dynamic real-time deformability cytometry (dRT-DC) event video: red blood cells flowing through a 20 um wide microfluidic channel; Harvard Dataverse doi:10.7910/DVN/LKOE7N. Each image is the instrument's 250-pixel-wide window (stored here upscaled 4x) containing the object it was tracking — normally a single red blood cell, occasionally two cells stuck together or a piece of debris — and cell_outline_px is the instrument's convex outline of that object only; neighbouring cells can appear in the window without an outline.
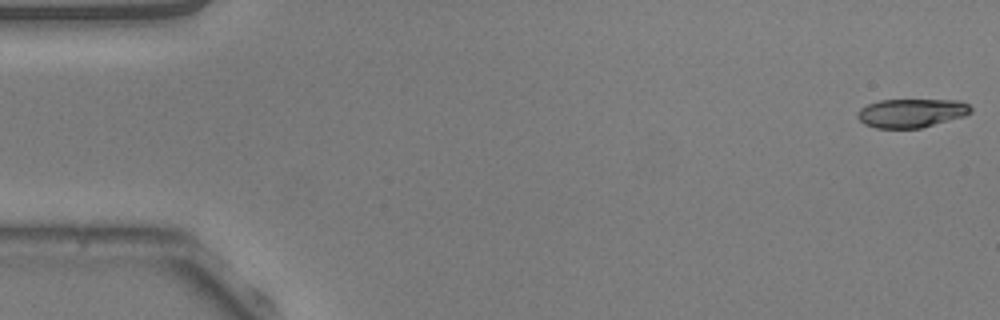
{"species": "common noctule bat (a hibernating species)", "species_latin": "Nyctalus noctula", "temperature_condition": "warm", "stored_images_in_passage": 53, "camera_frame_rate_fps": 3000, "um_per_image_px": 0.085, "animal": {"sex": "male", "body_mass_g": 20.5, "forearm_length_mm": 52.5}, "frame": {"image": 1, "passage_image": 1, "time_ms": 0.0, "image_size_px": [1000, 320], "cell_outline_px": [[972, 112], [964, 116], [920, 128], [876, 128], [864, 124], [856, 116], [856, 112], [860, 108], [868, 104], [880, 100], [960, 100], [968, 104], [972, 108]], "centroid_in_image_um": [77.45, 9.6], "position_along_channel_um": 7.5, "area_um2": 19.02}}
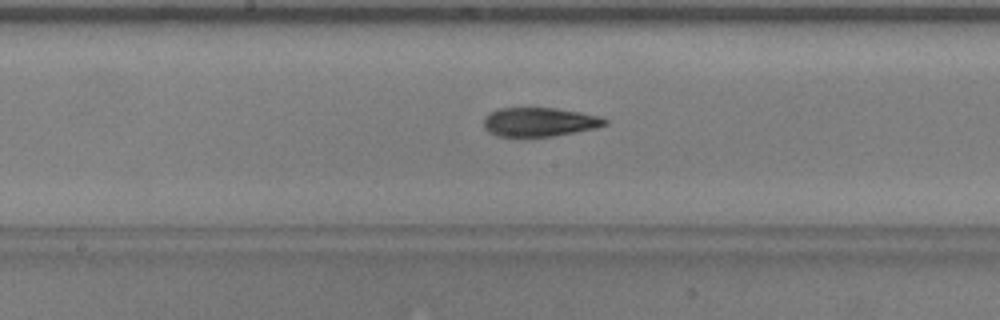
{"frame": {"image": 2, "passage_image": 27, "time_ms": 8.667, "image_size_px": [1000, 320], "cell_outline_px": [[608, 124], [596, 128], [552, 136], [496, 136], [488, 132], [484, 128], [484, 116], [488, 112], [500, 108], [556, 108], [580, 112], [600, 116], [608, 120]], "centroid_in_image_um": [45.83, 10.36], "position_along_channel_um": 202.4, "area_um2": 20.52}}
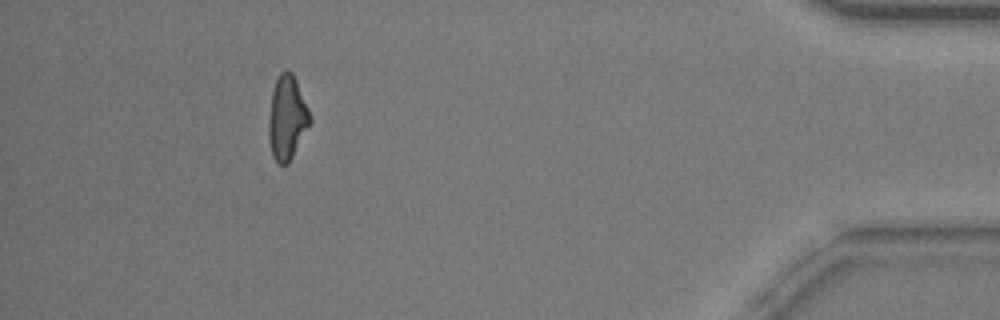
{"frame": {"image": 3, "passage_image": 48, "time_ms": 15.667, "image_size_px": [1000, 320], "cell_outline_px": [[312, 120], [288, 164], [280, 164], [272, 156], [268, 136], [268, 120], [272, 92], [276, 80], [280, 72], [288, 68], [292, 72], [296, 80], [312, 116]], "centroid_in_image_um": [24.4, 9.99], "position_along_channel_um": 410.8, "area_um2": 20.23}, "authors_computed_cell_mechanics": {"area_um2": 20.6346, "velocity_mm_per_s": 3.838, "shape_relaxation_time_tau1_ms": null, "shape_relaxation_time_tau2_ms": 3.77, "deformation_change_tau1": null, "deformation_change_tau2": 0.1246}}